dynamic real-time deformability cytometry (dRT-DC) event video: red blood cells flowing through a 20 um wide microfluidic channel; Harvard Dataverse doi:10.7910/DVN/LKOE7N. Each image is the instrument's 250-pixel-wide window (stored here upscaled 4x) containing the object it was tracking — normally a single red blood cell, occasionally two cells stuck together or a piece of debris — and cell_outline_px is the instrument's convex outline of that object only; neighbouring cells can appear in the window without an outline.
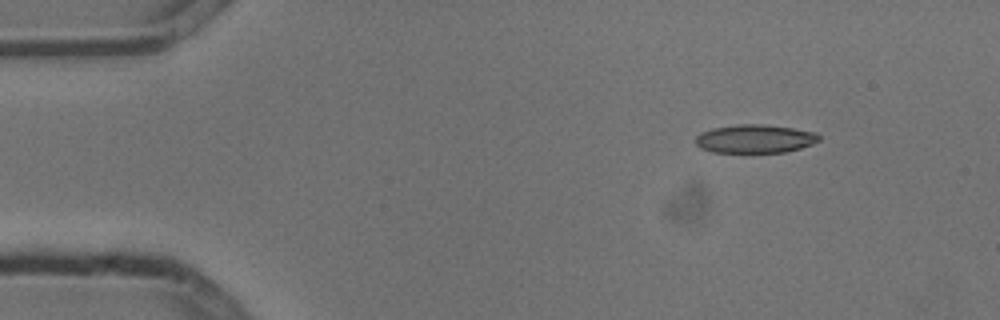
{"species": "common noctule bat (a hibernating species)", "species_latin": "Nyctalus noctula", "temperature_condition": "cold", "stored_images_in_passage": 14, "camera_frame_rate_fps": 3000, "um_per_image_px": 0.085, "animal": {"sex": "male", "body_mass_g": 13.3}, "frame": {"image": 1, "passage_image": 2, "time_ms": 0.333, "image_size_px": [1000, 320], "cell_outline_px": [[820, 140], [812, 144], [800, 148], [784, 152], [752, 156], [712, 152], [700, 148], [696, 144], [696, 136], [700, 132], [712, 128], [736, 124], [764, 124], [792, 128], [816, 132], [820, 136]], "centroid_in_image_um": [64.13, 11.85], "position_along_channel_um": 20.9, "area_um2": 21.56}}
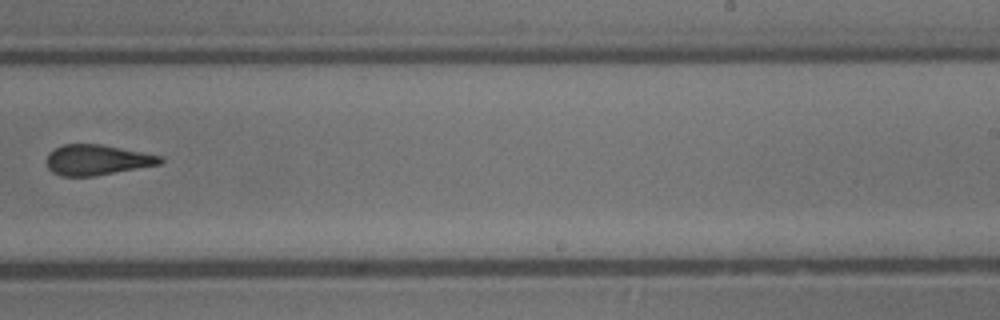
{"frame": {"image": 2, "passage_image": 9, "time_ms": 2.667, "image_size_px": [1000, 320], "cell_outline_px": [[164, 160], [160, 164], [96, 176], [60, 176], [52, 172], [48, 168], [48, 152], [64, 144], [100, 144], [164, 156]], "centroid_in_image_um": [8.27, 13.59], "position_along_channel_um": 280.7, "area_um2": 20.11}}
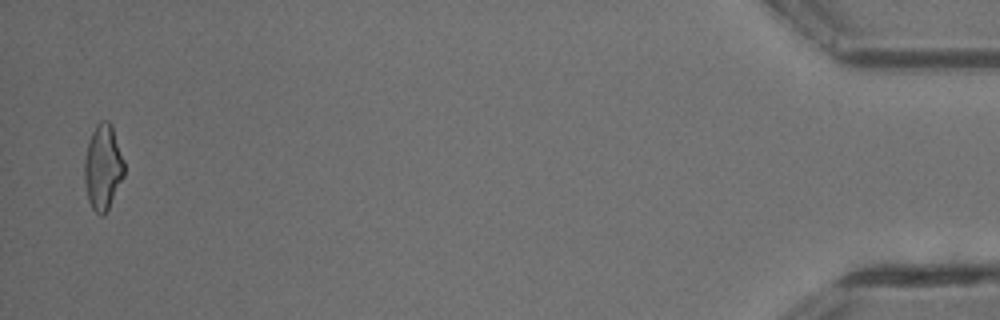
{"frame": {"image": 3, "passage_image": 14, "time_ms": 4.333, "image_size_px": [1000, 320], "cell_outline_px": [[124, 176], [104, 216], [100, 216], [92, 208], [88, 200], [84, 184], [84, 160], [88, 144], [92, 132], [96, 124], [100, 120], [108, 120], [112, 124], [124, 160]], "centroid_in_image_um": [8.75, 14.2], "position_along_channel_um": 426.5, "area_um2": 19.88}}